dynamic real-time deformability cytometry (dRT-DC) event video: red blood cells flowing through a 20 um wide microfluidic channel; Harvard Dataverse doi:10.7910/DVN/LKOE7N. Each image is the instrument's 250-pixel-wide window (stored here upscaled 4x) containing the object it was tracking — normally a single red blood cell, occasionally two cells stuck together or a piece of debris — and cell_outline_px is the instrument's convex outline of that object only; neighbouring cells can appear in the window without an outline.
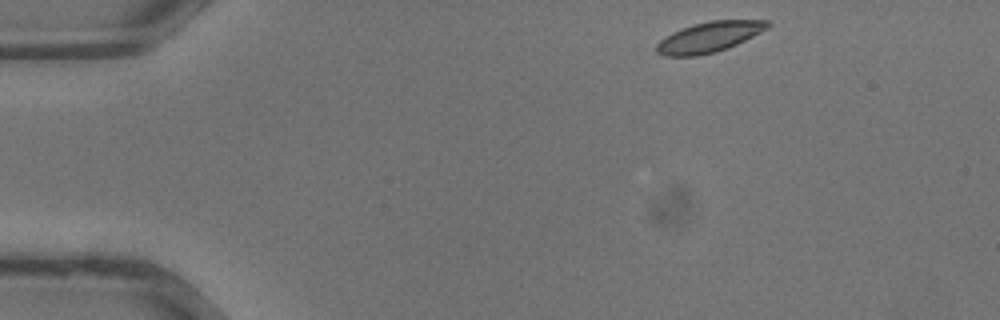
{"species": "common noctule bat (a hibernating species)", "species_latin": "Nyctalus noctula", "temperature_condition": "warm", "stored_images_in_passage": 31, "camera_frame_rate_fps": 3000, "um_per_image_px": 0.085, "animal": {"sex": "male", "body_mass_g": 13.3}, "frame": {"image": 1, "passage_image": 1, "time_ms": 0.0, "image_size_px": [1000, 320], "cell_outline_px": [[772, 24], [768, 28], [728, 48], [716, 52], [696, 56], [664, 56], [656, 52], [656, 44], [660, 40], [672, 32], [696, 24], [712, 20], [768, 20]], "centroid_in_image_um": [60.28, 3.15], "position_along_channel_um": 24.7, "area_um2": 19.48}}
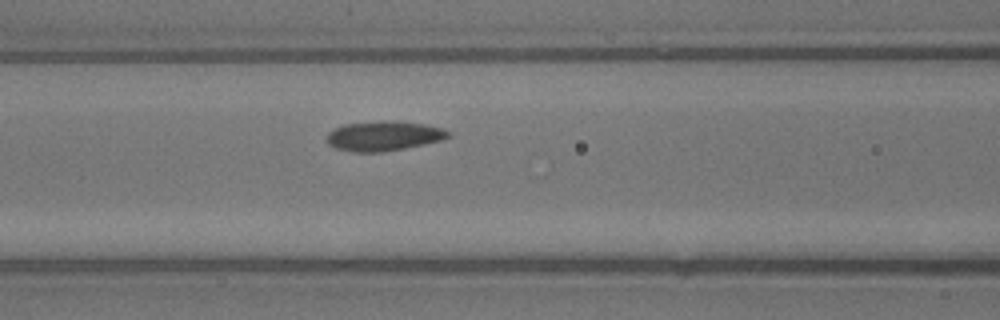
{"frame": {"image": 2, "passage_image": 11, "time_ms": 3.333, "image_size_px": [1000, 320], "cell_outline_px": [[452, 136], [444, 140], [404, 148], [380, 152], [352, 152], [336, 148], [328, 144], [324, 136], [328, 132], [344, 124], [424, 124], [444, 128], [452, 132]], "centroid_in_image_um": [32.63, 11.62], "position_along_channel_um": 134.0, "area_um2": 20.11}}
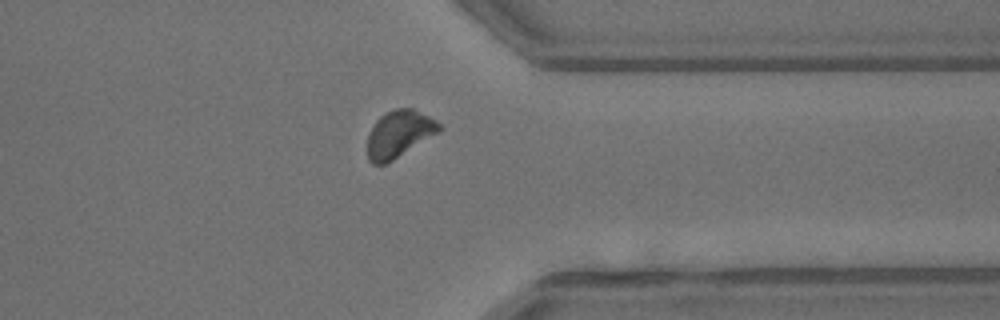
{"frame": {"image": 3, "passage_image": 24, "time_ms": 7.667, "image_size_px": [1000, 320], "cell_outline_px": [[444, 128], [440, 132], [392, 160], [384, 164], [372, 164], [368, 160], [368, 136], [376, 120], [380, 116], [396, 108], [412, 108], [436, 120]], "centroid_in_image_um": [33.94, 11.38], "position_along_channel_um": 377.5, "area_um2": 19.48}}